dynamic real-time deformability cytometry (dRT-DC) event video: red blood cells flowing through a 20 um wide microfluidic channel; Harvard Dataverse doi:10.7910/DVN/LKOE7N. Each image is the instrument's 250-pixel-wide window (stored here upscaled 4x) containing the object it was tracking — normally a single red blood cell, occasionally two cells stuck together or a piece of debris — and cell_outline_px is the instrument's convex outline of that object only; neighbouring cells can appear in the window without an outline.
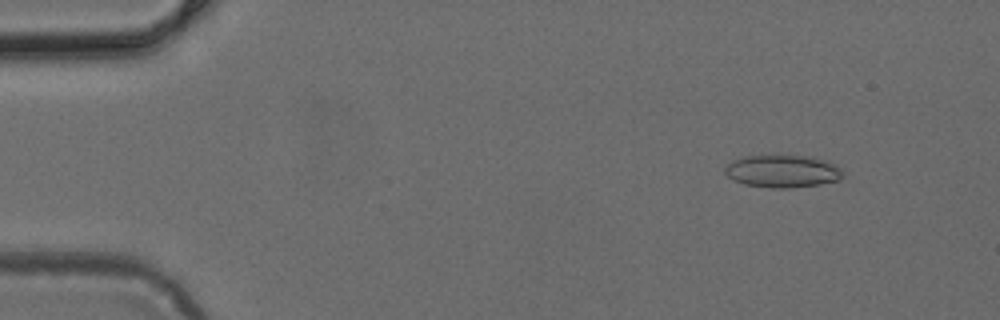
{"species": "common noctule bat (a hibernating species)", "species_latin": "Nyctalus noctula", "temperature_condition": "cold", "stored_images_in_passage": 5, "camera_frame_rate_fps": 3000, "um_per_image_px": 0.085, "animal": {"sex": "female", "body_mass_g": 24.6, "forearm_length_mm": 56.2}, "frame": {"image": 1, "passage_image": 1, "time_ms": 0.0, "image_size_px": [1000, 320], "cell_outline_px": [[844, 172], [840, 180], [820, 184], [792, 188], [772, 188], [744, 184], [732, 180], [724, 172], [724, 168], [732, 160], [748, 156], [812, 156], [828, 160], [836, 164]], "centroid_in_image_um": [66.55, 14.56], "position_along_channel_um": 18.5, "area_um2": 22.54}}
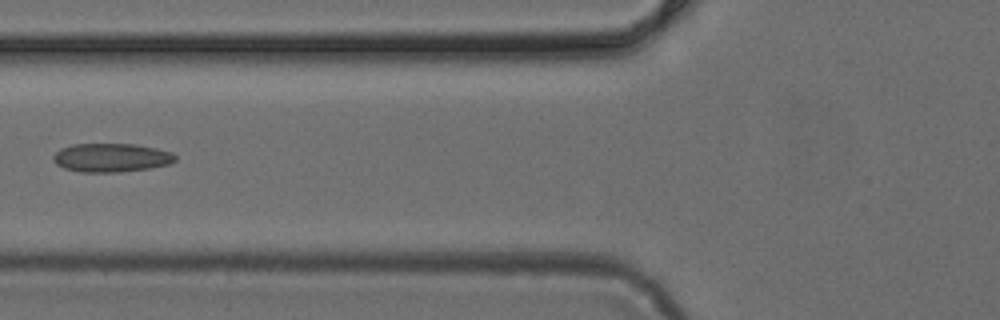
{"frame": {"image": 2, "passage_image": 5, "time_ms": 1.333, "image_size_px": [1000, 320], "cell_outline_px": [[176, 160], [168, 164], [148, 168], [120, 172], [80, 172], [64, 168], [56, 164], [52, 160], [52, 156], [60, 148], [72, 144], [136, 144], [156, 148], [172, 152], [176, 156]], "centroid_in_image_um": [9.43, 13.39], "position_along_channel_um": 116.4, "area_um2": 20.46}}